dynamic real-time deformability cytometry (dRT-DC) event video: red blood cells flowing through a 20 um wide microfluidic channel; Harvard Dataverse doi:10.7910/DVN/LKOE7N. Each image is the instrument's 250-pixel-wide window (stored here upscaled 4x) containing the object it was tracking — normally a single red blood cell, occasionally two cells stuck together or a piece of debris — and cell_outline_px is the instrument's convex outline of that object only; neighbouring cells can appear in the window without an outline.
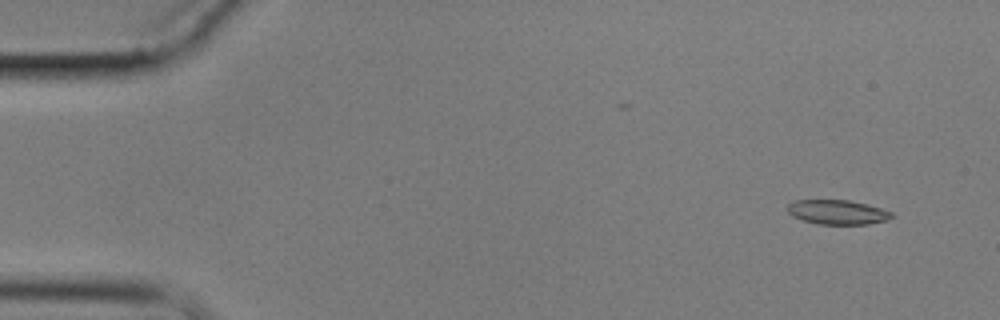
{"species": "common noctule bat (a hibernating species)", "species_latin": "Nyctalus noctula", "temperature_condition": "cold", "stored_images_in_passage": 4, "camera_frame_rate_fps": 3000, "um_per_image_px": 0.085, "animal": {"sex": "male", "body_mass_g": 17.9}, "frame": {"image": 1, "passage_image": 1, "time_ms": 0.0, "image_size_px": [1000, 320], "cell_outline_px": [[896, 216], [888, 220], [868, 224], [816, 224], [792, 216], [788, 212], [788, 204], [796, 200], [848, 200], [880, 208], [892, 212]], "centroid_in_image_um": [71.2, 18.04], "position_along_channel_um": 13.8, "area_um2": 14.8}}